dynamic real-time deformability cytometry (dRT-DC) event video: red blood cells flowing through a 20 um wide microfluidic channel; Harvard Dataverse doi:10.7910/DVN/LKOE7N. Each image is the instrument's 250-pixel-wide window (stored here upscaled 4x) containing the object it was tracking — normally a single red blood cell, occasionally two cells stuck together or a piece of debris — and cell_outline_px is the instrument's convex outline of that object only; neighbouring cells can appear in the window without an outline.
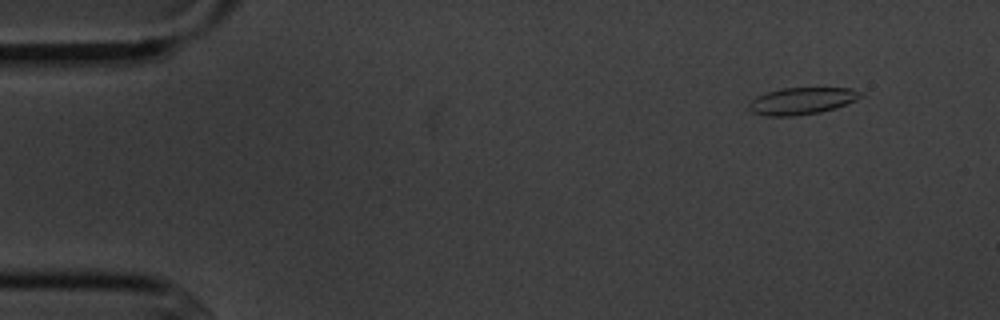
{"species": "common noctule bat (a hibernating species)", "species_latin": "Nyctalus noctula", "temperature_condition": "cold", "stored_images_in_passage": 4, "camera_frame_rate_fps": 3000, "um_per_image_px": 0.085, "animal": {"sex": "male", "body_mass_g": 20.1, "forearm_length_mm": 53.5}, "frame": {"image": 1, "passage_image": 1, "time_ms": 0.0, "image_size_px": [1000, 320], "cell_outline_px": [[864, 96], [856, 100], [820, 112], [792, 116], [764, 116], [752, 112], [748, 108], [748, 104], [756, 96], [780, 88], [852, 88], [864, 92]], "centroid_in_image_um": [68.15, 8.57], "position_along_channel_um": 16.9, "area_um2": 17.51}}